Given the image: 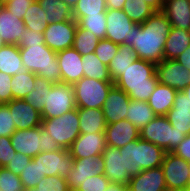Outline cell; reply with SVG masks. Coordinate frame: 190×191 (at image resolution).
Wrapping results in <instances>:
<instances>
[{
	"instance_id": "cell-1",
	"label": "cell",
	"mask_w": 190,
	"mask_h": 191,
	"mask_svg": "<svg viewBox=\"0 0 190 191\" xmlns=\"http://www.w3.org/2000/svg\"><path fill=\"white\" fill-rule=\"evenodd\" d=\"M171 24L160 11L155 12L144 23L136 24L130 35V47L136 57L158 64L164 60V47Z\"/></svg>"
},
{
	"instance_id": "cell-2",
	"label": "cell",
	"mask_w": 190,
	"mask_h": 191,
	"mask_svg": "<svg viewBox=\"0 0 190 191\" xmlns=\"http://www.w3.org/2000/svg\"><path fill=\"white\" fill-rule=\"evenodd\" d=\"M158 83L156 64L136 58L114 85L126 92L130 99L147 102Z\"/></svg>"
},
{
	"instance_id": "cell-3",
	"label": "cell",
	"mask_w": 190,
	"mask_h": 191,
	"mask_svg": "<svg viewBox=\"0 0 190 191\" xmlns=\"http://www.w3.org/2000/svg\"><path fill=\"white\" fill-rule=\"evenodd\" d=\"M123 156L124 171L130 177L138 175L142 170L160 167L166 152L159 146L138 138L119 148Z\"/></svg>"
},
{
	"instance_id": "cell-4",
	"label": "cell",
	"mask_w": 190,
	"mask_h": 191,
	"mask_svg": "<svg viewBox=\"0 0 190 191\" xmlns=\"http://www.w3.org/2000/svg\"><path fill=\"white\" fill-rule=\"evenodd\" d=\"M25 70L35 73L52 83L61 82V70L57 60V52L47 45L34 44L19 48Z\"/></svg>"
},
{
	"instance_id": "cell-5",
	"label": "cell",
	"mask_w": 190,
	"mask_h": 191,
	"mask_svg": "<svg viewBox=\"0 0 190 191\" xmlns=\"http://www.w3.org/2000/svg\"><path fill=\"white\" fill-rule=\"evenodd\" d=\"M139 132L142 140L159 146L166 153L173 152L186 137L183 132L171 126L166 116H155Z\"/></svg>"
},
{
	"instance_id": "cell-6",
	"label": "cell",
	"mask_w": 190,
	"mask_h": 191,
	"mask_svg": "<svg viewBox=\"0 0 190 191\" xmlns=\"http://www.w3.org/2000/svg\"><path fill=\"white\" fill-rule=\"evenodd\" d=\"M41 126L61 148L68 150L80 135L78 108L58 117L42 119Z\"/></svg>"
},
{
	"instance_id": "cell-7",
	"label": "cell",
	"mask_w": 190,
	"mask_h": 191,
	"mask_svg": "<svg viewBox=\"0 0 190 191\" xmlns=\"http://www.w3.org/2000/svg\"><path fill=\"white\" fill-rule=\"evenodd\" d=\"M114 86L113 81H100L83 77L74 85L76 108H100Z\"/></svg>"
},
{
	"instance_id": "cell-8",
	"label": "cell",
	"mask_w": 190,
	"mask_h": 191,
	"mask_svg": "<svg viewBox=\"0 0 190 191\" xmlns=\"http://www.w3.org/2000/svg\"><path fill=\"white\" fill-rule=\"evenodd\" d=\"M76 108L73 85L55 83L47 98L41 114L42 119L61 116Z\"/></svg>"
},
{
	"instance_id": "cell-9",
	"label": "cell",
	"mask_w": 190,
	"mask_h": 191,
	"mask_svg": "<svg viewBox=\"0 0 190 191\" xmlns=\"http://www.w3.org/2000/svg\"><path fill=\"white\" fill-rule=\"evenodd\" d=\"M32 160L38 164L41 175L44 177L60 176L66 178L74 164L69 150L64 148L52 152H40Z\"/></svg>"
},
{
	"instance_id": "cell-10",
	"label": "cell",
	"mask_w": 190,
	"mask_h": 191,
	"mask_svg": "<svg viewBox=\"0 0 190 191\" xmlns=\"http://www.w3.org/2000/svg\"><path fill=\"white\" fill-rule=\"evenodd\" d=\"M161 167L167 190L190 186V163L173 152L166 153Z\"/></svg>"
},
{
	"instance_id": "cell-11",
	"label": "cell",
	"mask_w": 190,
	"mask_h": 191,
	"mask_svg": "<svg viewBox=\"0 0 190 191\" xmlns=\"http://www.w3.org/2000/svg\"><path fill=\"white\" fill-rule=\"evenodd\" d=\"M107 30L105 39L118 45L130 46L132 28L136 25L123 10H106Z\"/></svg>"
},
{
	"instance_id": "cell-12",
	"label": "cell",
	"mask_w": 190,
	"mask_h": 191,
	"mask_svg": "<svg viewBox=\"0 0 190 191\" xmlns=\"http://www.w3.org/2000/svg\"><path fill=\"white\" fill-rule=\"evenodd\" d=\"M104 166L102 156L74 159L73 168L66 177L70 191H76L88 178L103 174Z\"/></svg>"
},
{
	"instance_id": "cell-13",
	"label": "cell",
	"mask_w": 190,
	"mask_h": 191,
	"mask_svg": "<svg viewBox=\"0 0 190 191\" xmlns=\"http://www.w3.org/2000/svg\"><path fill=\"white\" fill-rule=\"evenodd\" d=\"M77 26L78 24L74 19L49 24L44 30L45 45L55 52L73 47Z\"/></svg>"
},
{
	"instance_id": "cell-14",
	"label": "cell",
	"mask_w": 190,
	"mask_h": 191,
	"mask_svg": "<svg viewBox=\"0 0 190 191\" xmlns=\"http://www.w3.org/2000/svg\"><path fill=\"white\" fill-rule=\"evenodd\" d=\"M156 75L159 83L176 91H183L190 84V71L175 59H164L156 64Z\"/></svg>"
},
{
	"instance_id": "cell-15",
	"label": "cell",
	"mask_w": 190,
	"mask_h": 191,
	"mask_svg": "<svg viewBox=\"0 0 190 191\" xmlns=\"http://www.w3.org/2000/svg\"><path fill=\"white\" fill-rule=\"evenodd\" d=\"M106 146L104 132L80 133L68 150L73 159H83L101 156Z\"/></svg>"
},
{
	"instance_id": "cell-16",
	"label": "cell",
	"mask_w": 190,
	"mask_h": 191,
	"mask_svg": "<svg viewBox=\"0 0 190 191\" xmlns=\"http://www.w3.org/2000/svg\"><path fill=\"white\" fill-rule=\"evenodd\" d=\"M57 60L61 70V83L74 85L84 77L82 56L73 47L58 51Z\"/></svg>"
},
{
	"instance_id": "cell-17",
	"label": "cell",
	"mask_w": 190,
	"mask_h": 191,
	"mask_svg": "<svg viewBox=\"0 0 190 191\" xmlns=\"http://www.w3.org/2000/svg\"><path fill=\"white\" fill-rule=\"evenodd\" d=\"M10 138L16 153L25 154L33 158L42 152L41 126L23 130L17 129Z\"/></svg>"
},
{
	"instance_id": "cell-18",
	"label": "cell",
	"mask_w": 190,
	"mask_h": 191,
	"mask_svg": "<svg viewBox=\"0 0 190 191\" xmlns=\"http://www.w3.org/2000/svg\"><path fill=\"white\" fill-rule=\"evenodd\" d=\"M129 95L115 85L110 89L108 96L102 106L103 114L107 124H112L126 119L128 113Z\"/></svg>"
},
{
	"instance_id": "cell-19",
	"label": "cell",
	"mask_w": 190,
	"mask_h": 191,
	"mask_svg": "<svg viewBox=\"0 0 190 191\" xmlns=\"http://www.w3.org/2000/svg\"><path fill=\"white\" fill-rule=\"evenodd\" d=\"M6 105L12 113L16 129L23 130L41 126L40 112L23 99H12Z\"/></svg>"
},
{
	"instance_id": "cell-20",
	"label": "cell",
	"mask_w": 190,
	"mask_h": 191,
	"mask_svg": "<svg viewBox=\"0 0 190 191\" xmlns=\"http://www.w3.org/2000/svg\"><path fill=\"white\" fill-rule=\"evenodd\" d=\"M128 191H168L162 167L142 170L131 177Z\"/></svg>"
},
{
	"instance_id": "cell-21",
	"label": "cell",
	"mask_w": 190,
	"mask_h": 191,
	"mask_svg": "<svg viewBox=\"0 0 190 191\" xmlns=\"http://www.w3.org/2000/svg\"><path fill=\"white\" fill-rule=\"evenodd\" d=\"M104 133L106 144L115 148H121L127 143L140 138L139 129L127 119L107 124Z\"/></svg>"
},
{
	"instance_id": "cell-22",
	"label": "cell",
	"mask_w": 190,
	"mask_h": 191,
	"mask_svg": "<svg viewBox=\"0 0 190 191\" xmlns=\"http://www.w3.org/2000/svg\"><path fill=\"white\" fill-rule=\"evenodd\" d=\"M104 159V176L112 183L127 185L131 179L129 174L124 171L123 156L119 148L106 146L101 155Z\"/></svg>"
},
{
	"instance_id": "cell-23",
	"label": "cell",
	"mask_w": 190,
	"mask_h": 191,
	"mask_svg": "<svg viewBox=\"0 0 190 191\" xmlns=\"http://www.w3.org/2000/svg\"><path fill=\"white\" fill-rule=\"evenodd\" d=\"M166 117L171 126L185 135L190 134V101L186 93L177 91L174 105L167 112Z\"/></svg>"
},
{
	"instance_id": "cell-24",
	"label": "cell",
	"mask_w": 190,
	"mask_h": 191,
	"mask_svg": "<svg viewBox=\"0 0 190 191\" xmlns=\"http://www.w3.org/2000/svg\"><path fill=\"white\" fill-rule=\"evenodd\" d=\"M25 29L23 20L10 13L4 5H0V36L5 44L18 45Z\"/></svg>"
},
{
	"instance_id": "cell-25",
	"label": "cell",
	"mask_w": 190,
	"mask_h": 191,
	"mask_svg": "<svg viewBox=\"0 0 190 191\" xmlns=\"http://www.w3.org/2000/svg\"><path fill=\"white\" fill-rule=\"evenodd\" d=\"M161 12L168 18L171 27L189 30L190 0H165Z\"/></svg>"
},
{
	"instance_id": "cell-26",
	"label": "cell",
	"mask_w": 190,
	"mask_h": 191,
	"mask_svg": "<svg viewBox=\"0 0 190 191\" xmlns=\"http://www.w3.org/2000/svg\"><path fill=\"white\" fill-rule=\"evenodd\" d=\"M176 93L177 91L174 88L158 83L147 103L156 116H166L174 105Z\"/></svg>"
},
{
	"instance_id": "cell-27",
	"label": "cell",
	"mask_w": 190,
	"mask_h": 191,
	"mask_svg": "<svg viewBox=\"0 0 190 191\" xmlns=\"http://www.w3.org/2000/svg\"><path fill=\"white\" fill-rule=\"evenodd\" d=\"M80 133L104 132L107 126L100 108H78Z\"/></svg>"
},
{
	"instance_id": "cell-28",
	"label": "cell",
	"mask_w": 190,
	"mask_h": 191,
	"mask_svg": "<svg viewBox=\"0 0 190 191\" xmlns=\"http://www.w3.org/2000/svg\"><path fill=\"white\" fill-rule=\"evenodd\" d=\"M190 46L188 30L171 27L164 47V59H176Z\"/></svg>"
},
{
	"instance_id": "cell-29",
	"label": "cell",
	"mask_w": 190,
	"mask_h": 191,
	"mask_svg": "<svg viewBox=\"0 0 190 191\" xmlns=\"http://www.w3.org/2000/svg\"><path fill=\"white\" fill-rule=\"evenodd\" d=\"M19 47L15 44H5L0 48V72L14 76L24 71Z\"/></svg>"
},
{
	"instance_id": "cell-30",
	"label": "cell",
	"mask_w": 190,
	"mask_h": 191,
	"mask_svg": "<svg viewBox=\"0 0 190 191\" xmlns=\"http://www.w3.org/2000/svg\"><path fill=\"white\" fill-rule=\"evenodd\" d=\"M135 51L127 45H119L118 51L115 57L110 61L108 65V70L113 82H115L126 70L136 60Z\"/></svg>"
},
{
	"instance_id": "cell-31",
	"label": "cell",
	"mask_w": 190,
	"mask_h": 191,
	"mask_svg": "<svg viewBox=\"0 0 190 191\" xmlns=\"http://www.w3.org/2000/svg\"><path fill=\"white\" fill-rule=\"evenodd\" d=\"M40 7L45 11L48 24L53 22L61 23L64 21L72 20V9L61 0H37Z\"/></svg>"
},
{
	"instance_id": "cell-32",
	"label": "cell",
	"mask_w": 190,
	"mask_h": 191,
	"mask_svg": "<svg viewBox=\"0 0 190 191\" xmlns=\"http://www.w3.org/2000/svg\"><path fill=\"white\" fill-rule=\"evenodd\" d=\"M126 119L139 130L155 118L153 109L145 101L130 100Z\"/></svg>"
},
{
	"instance_id": "cell-33",
	"label": "cell",
	"mask_w": 190,
	"mask_h": 191,
	"mask_svg": "<svg viewBox=\"0 0 190 191\" xmlns=\"http://www.w3.org/2000/svg\"><path fill=\"white\" fill-rule=\"evenodd\" d=\"M84 77L100 81H112L108 66L102 63L95 53L82 55Z\"/></svg>"
},
{
	"instance_id": "cell-34",
	"label": "cell",
	"mask_w": 190,
	"mask_h": 191,
	"mask_svg": "<svg viewBox=\"0 0 190 191\" xmlns=\"http://www.w3.org/2000/svg\"><path fill=\"white\" fill-rule=\"evenodd\" d=\"M35 80L36 74L27 70L12 76V99H24L34 89Z\"/></svg>"
},
{
	"instance_id": "cell-35",
	"label": "cell",
	"mask_w": 190,
	"mask_h": 191,
	"mask_svg": "<svg viewBox=\"0 0 190 191\" xmlns=\"http://www.w3.org/2000/svg\"><path fill=\"white\" fill-rule=\"evenodd\" d=\"M53 85L54 83L36 75L34 89L23 100L41 113L47 94H49Z\"/></svg>"
},
{
	"instance_id": "cell-36",
	"label": "cell",
	"mask_w": 190,
	"mask_h": 191,
	"mask_svg": "<svg viewBox=\"0 0 190 191\" xmlns=\"http://www.w3.org/2000/svg\"><path fill=\"white\" fill-rule=\"evenodd\" d=\"M45 11L40 7L37 0L27 9L26 14L23 17V22L26 29L32 30L38 33H44V30L49 25L46 18L48 17L44 13Z\"/></svg>"
},
{
	"instance_id": "cell-37",
	"label": "cell",
	"mask_w": 190,
	"mask_h": 191,
	"mask_svg": "<svg viewBox=\"0 0 190 191\" xmlns=\"http://www.w3.org/2000/svg\"><path fill=\"white\" fill-rule=\"evenodd\" d=\"M123 11L136 24L144 23L156 12L143 0H126Z\"/></svg>"
},
{
	"instance_id": "cell-38",
	"label": "cell",
	"mask_w": 190,
	"mask_h": 191,
	"mask_svg": "<svg viewBox=\"0 0 190 191\" xmlns=\"http://www.w3.org/2000/svg\"><path fill=\"white\" fill-rule=\"evenodd\" d=\"M99 39L88 29H83L79 25L75 31L73 48L82 56L94 53Z\"/></svg>"
},
{
	"instance_id": "cell-39",
	"label": "cell",
	"mask_w": 190,
	"mask_h": 191,
	"mask_svg": "<svg viewBox=\"0 0 190 191\" xmlns=\"http://www.w3.org/2000/svg\"><path fill=\"white\" fill-rule=\"evenodd\" d=\"M77 24L83 29H88L99 40L105 39L107 30L106 11L99 15H85L77 21Z\"/></svg>"
},
{
	"instance_id": "cell-40",
	"label": "cell",
	"mask_w": 190,
	"mask_h": 191,
	"mask_svg": "<svg viewBox=\"0 0 190 191\" xmlns=\"http://www.w3.org/2000/svg\"><path fill=\"white\" fill-rule=\"evenodd\" d=\"M107 10L106 0H78L72 14L77 22L85 15H99Z\"/></svg>"
},
{
	"instance_id": "cell-41",
	"label": "cell",
	"mask_w": 190,
	"mask_h": 191,
	"mask_svg": "<svg viewBox=\"0 0 190 191\" xmlns=\"http://www.w3.org/2000/svg\"><path fill=\"white\" fill-rule=\"evenodd\" d=\"M20 180L23 184L24 189H33L36 185L45 178L41 175L38 164L34 163L33 160L25 167L20 174Z\"/></svg>"
},
{
	"instance_id": "cell-42",
	"label": "cell",
	"mask_w": 190,
	"mask_h": 191,
	"mask_svg": "<svg viewBox=\"0 0 190 191\" xmlns=\"http://www.w3.org/2000/svg\"><path fill=\"white\" fill-rule=\"evenodd\" d=\"M0 191H24L20 177L5 167H0Z\"/></svg>"
},
{
	"instance_id": "cell-43",
	"label": "cell",
	"mask_w": 190,
	"mask_h": 191,
	"mask_svg": "<svg viewBox=\"0 0 190 191\" xmlns=\"http://www.w3.org/2000/svg\"><path fill=\"white\" fill-rule=\"evenodd\" d=\"M118 48V44L107 39H101L99 40L94 53L102 63L108 66L110 61L115 57Z\"/></svg>"
},
{
	"instance_id": "cell-44",
	"label": "cell",
	"mask_w": 190,
	"mask_h": 191,
	"mask_svg": "<svg viewBox=\"0 0 190 191\" xmlns=\"http://www.w3.org/2000/svg\"><path fill=\"white\" fill-rule=\"evenodd\" d=\"M34 189L36 191H70L66 178L60 176L45 177Z\"/></svg>"
},
{
	"instance_id": "cell-45",
	"label": "cell",
	"mask_w": 190,
	"mask_h": 191,
	"mask_svg": "<svg viewBox=\"0 0 190 191\" xmlns=\"http://www.w3.org/2000/svg\"><path fill=\"white\" fill-rule=\"evenodd\" d=\"M16 130L9 107L6 104H0V137H10Z\"/></svg>"
},
{
	"instance_id": "cell-46",
	"label": "cell",
	"mask_w": 190,
	"mask_h": 191,
	"mask_svg": "<svg viewBox=\"0 0 190 191\" xmlns=\"http://www.w3.org/2000/svg\"><path fill=\"white\" fill-rule=\"evenodd\" d=\"M109 183L104 174H100L85 180L76 191H105Z\"/></svg>"
},
{
	"instance_id": "cell-47",
	"label": "cell",
	"mask_w": 190,
	"mask_h": 191,
	"mask_svg": "<svg viewBox=\"0 0 190 191\" xmlns=\"http://www.w3.org/2000/svg\"><path fill=\"white\" fill-rule=\"evenodd\" d=\"M16 150L12 146L11 138L7 136L0 137V167H6L10 160L15 156Z\"/></svg>"
},
{
	"instance_id": "cell-48",
	"label": "cell",
	"mask_w": 190,
	"mask_h": 191,
	"mask_svg": "<svg viewBox=\"0 0 190 191\" xmlns=\"http://www.w3.org/2000/svg\"><path fill=\"white\" fill-rule=\"evenodd\" d=\"M45 45L44 33H38L32 30L25 29L22 37L18 41L19 48L30 47L31 45Z\"/></svg>"
},
{
	"instance_id": "cell-49",
	"label": "cell",
	"mask_w": 190,
	"mask_h": 191,
	"mask_svg": "<svg viewBox=\"0 0 190 191\" xmlns=\"http://www.w3.org/2000/svg\"><path fill=\"white\" fill-rule=\"evenodd\" d=\"M31 160L32 158L28 155L16 153L5 168L20 176L23 169L27 167Z\"/></svg>"
},
{
	"instance_id": "cell-50",
	"label": "cell",
	"mask_w": 190,
	"mask_h": 191,
	"mask_svg": "<svg viewBox=\"0 0 190 191\" xmlns=\"http://www.w3.org/2000/svg\"><path fill=\"white\" fill-rule=\"evenodd\" d=\"M35 0H13L4 6L10 13L15 14L17 18L23 20L27 9L32 5Z\"/></svg>"
},
{
	"instance_id": "cell-51",
	"label": "cell",
	"mask_w": 190,
	"mask_h": 191,
	"mask_svg": "<svg viewBox=\"0 0 190 191\" xmlns=\"http://www.w3.org/2000/svg\"><path fill=\"white\" fill-rule=\"evenodd\" d=\"M11 80V75L0 72V104H7L12 100Z\"/></svg>"
},
{
	"instance_id": "cell-52",
	"label": "cell",
	"mask_w": 190,
	"mask_h": 191,
	"mask_svg": "<svg viewBox=\"0 0 190 191\" xmlns=\"http://www.w3.org/2000/svg\"><path fill=\"white\" fill-rule=\"evenodd\" d=\"M42 131V152H52L57 149H62L54 138L49 135L48 131L41 126Z\"/></svg>"
},
{
	"instance_id": "cell-53",
	"label": "cell",
	"mask_w": 190,
	"mask_h": 191,
	"mask_svg": "<svg viewBox=\"0 0 190 191\" xmlns=\"http://www.w3.org/2000/svg\"><path fill=\"white\" fill-rule=\"evenodd\" d=\"M173 153L190 163V134L186 135Z\"/></svg>"
},
{
	"instance_id": "cell-54",
	"label": "cell",
	"mask_w": 190,
	"mask_h": 191,
	"mask_svg": "<svg viewBox=\"0 0 190 191\" xmlns=\"http://www.w3.org/2000/svg\"><path fill=\"white\" fill-rule=\"evenodd\" d=\"M175 60L190 71V46Z\"/></svg>"
},
{
	"instance_id": "cell-55",
	"label": "cell",
	"mask_w": 190,
	"mask_h": 191,
	"mask_svg": "<svg viewBox=\"0 0 190 191\" xmlns=\"http://www.w3.org/2000/svg\"><path fill=\"white\" fill-rule=\"evenodd\" d=\"M126 0H106L107 9L123 10Z\"/></svg>"
},
{
	"instance_id": "cell-56",
	"label": "cell",
	"mask_w": 190,
	"mask_h": 191,
	"mask_svg": "<svg viewBox=\"0 0 190 191\" xmlns=\"http://www.w3.org/2000/svg\"><path fill=\"white\" fill-rule=\"evenodd\" d=\"M105 191H128V189H127V185L125 184L110 182Z\"/></svg>"
},
{
	"instance_id": "cell-57",
	"label": "cell",
	"mask_w": 190,
	"mask_h": 191,
	"mask_svg": "<svg viewBox=\"0 0 190 191\" xmlns=\"http://www.w3.org/2000/svg\"><path fill=\"white\" fill-rule=\"evenodd\" d=\"M151 6L156 12L162 11L163 2L161 0H143Z\"/></svg>"
},
{
	"instance_id": "cell-58",
	"label": "cell",
	"mask_w": 190,
	"mask_h": 191,
	"mask_svg": "<svg viewBox=\"0 0 190 191\" xmlns=\"http://www.w3.org/2000/svg\"><path fill=\"white\" fill-rule=\"evenodd\" d=\"M63 3L67 4L71 9L74 8L78 0H61Z\"/></svg>"
},
{
	"instance_id": "cell-59",
	"label": "cell",
	"mask_w": 190,
	"mask_h": 191,
	"mask_svg": "<svg viewBox=\"0 0 190 191\" xmlns=\"http://www.w3.org/2000/svg\"><path fill=\"white\" fill-rule=\"evenodd\" d=\"M168 191H190V186L181 187V188H174Z\"/></svg>"
},
{
	"instance_id": "cell-60",
	"label": "cell",
	"mask_w": 190,
	"mask_h": 191,
	"mask_svg": "<svg viewBox=\"0 0 190 191\" xmlns=\"http://www.w3.org/2000/svg\"><path fill=\"white\" fill-rule=\"evenodd\" d=\"M183 92L186 93L188 100L190 101V84L187 87H185Z\"/></svg>"
},
{
	"instance_id": "cell-61",
	"label": "cell",
	"mask_w": 190,
	"mask_h": 191,
	"mask_svg": "<svg viewBox=\"0 0 190 191\" xmlns=\"http://www.w3.org/2000/svg\"><path fill=\"white\" fill-rule=\"evenodd\" d=\"M13 0H0V5H5L7 4L8 2H11Z\"/></svg>"
},
{
	"instance_id": "cell-62",
	"label": "cell",
	"mask_w": 190,
	"mask_h": 191,
	"mask_svg": "<svg viewBox=\"0 0 190 191\" xmlns=\"http://www.w3.org/2000/svg\"><path fill=\"white\" fill-rule=\"evenodd\" d=\"M4 45H5V43H4L3 39H2L1 36H0V48H1L2 46H4Z\"/></svg>"
},
{
	"instance_id": "cell-63",
	"label": "cell",
	"mask_w": 190,
	"mask_h": 191,
	"mask_svg": "<svg viewBox=\"0 0 190 191\" xmlns=\"http://www.w3.org/2000/svg\"><path fill=\"white\" fill-rule=\"evenodd\" d=\"M24 191H36V190L33 188V189H24Z\"/></svg>"
}]
</instances>
